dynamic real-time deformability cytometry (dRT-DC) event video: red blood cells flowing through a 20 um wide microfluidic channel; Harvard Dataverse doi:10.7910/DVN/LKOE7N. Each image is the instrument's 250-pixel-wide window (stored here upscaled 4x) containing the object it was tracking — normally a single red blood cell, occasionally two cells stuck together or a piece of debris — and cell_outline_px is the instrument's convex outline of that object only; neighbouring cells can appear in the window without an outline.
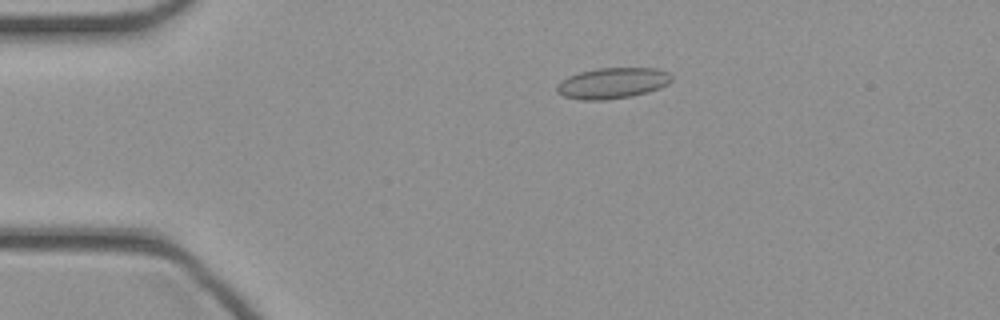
{"species": "common noctule bat (a hibernating species)", "species_latin": "Nyctalus noctula", "temperature_condition": "cold", "stored_images_in_passage": 43, "camera_frame_rate_fps": 3000, "um_per_image_px": 0.085, "animal": {"sex": "female", "body_mass_g": 21.9}, "frame": {"image": 1, "passage_image": 7, "time_ms": 2.0, "image_size_px": [1000, 320], "cell_outline_px": [[672, 80], [668, 84], [660, 88], [648, 92], [632, 96], [608, 100], [580, 100], [564, 96], [556, 92], [556, 84], [560, 80], [568, 76], [580, 72], [596, 68], [656, 68], [668, 72], [672, 76]], "centroid_in_image_um": [52.04, 7.07], "position_along_channel_um": 33.0, "area_um2": 20.92}}
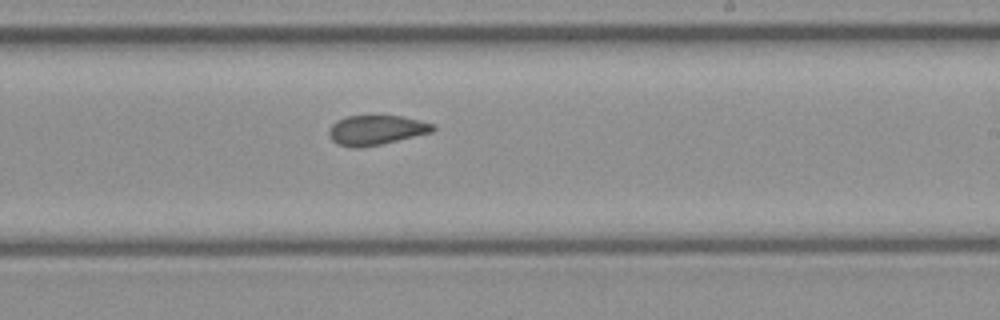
{"frame": {"image": 2, "passage_image": 25, "time_ms": 8.0, "image_size_px": [1000, 320], "cell_outline_px": [[436, 128], [432, 132], [380, 144], [360, 148], [352, 148], [336, 144], [328, 136], [328, 128], [336, 120], [348, 116], [404, 116], [436, 124]], "centroid_in_image_um": [31.95, 11.05], "position_along_channel_um": 257.0, "area_um2": 18.15}}
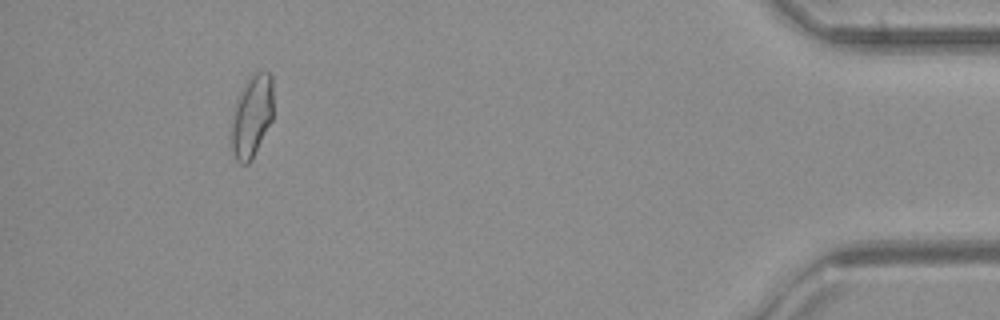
{"frame": {"image": 3, "passage_image": 40, "time_ms": 13.0, "image_size_px": [1000, 320], "cell_outline_px": [[272, 120], [252, 160], [248, 164], [240, 164], [236, 160], [232, 152], [228, 136], [232, 108], [240, 88], [248, 76], [252, 72], [268, 72], [272, 76]], "centroid_in_image_um": [21.32, 9.88], "position_along_channel_um": 413.9, "area_um2": 21.21}}